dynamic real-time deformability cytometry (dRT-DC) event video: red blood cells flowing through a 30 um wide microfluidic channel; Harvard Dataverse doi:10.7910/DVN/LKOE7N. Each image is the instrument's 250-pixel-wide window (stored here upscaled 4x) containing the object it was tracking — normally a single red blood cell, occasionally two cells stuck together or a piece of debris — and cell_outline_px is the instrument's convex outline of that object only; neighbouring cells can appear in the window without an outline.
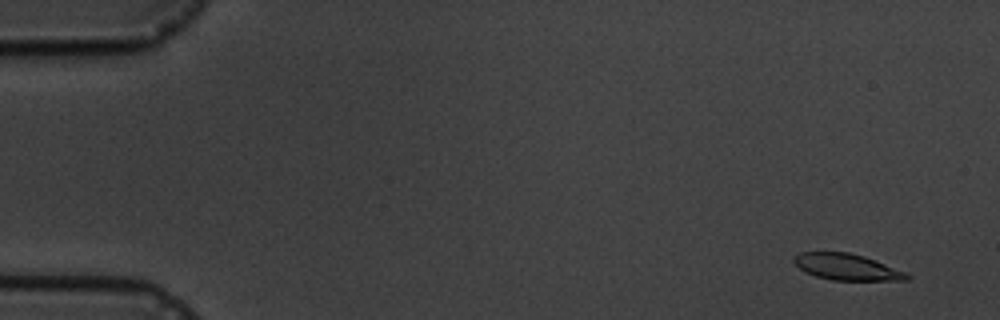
{"species": "common noctule bat (a hibernating species)", "species_latin": "Nyctalus noctula", "temperature_condition": "cold", "stored_images_in_passage": 5, "camera_frame_rate_fps": 3000, "um_per_image_px": 0.085, "animal": {"sex": "male", "body_mass_g": 19.5, "forearm_length_mm": 54.6}, "frame": {"image": 1, "passage_image": 1, "time_ms": 0.0, "image_size_px": [1000, 320], "cell_outline_px": [[912, 276], [908, 280], [832, 280], [816, 276], [804, 272], [792, 260], [800, 252], [848, 252], [864, 256], [904, 272]], "centroid_in_image_um": [71.95, 22.69], "position_along_channel_um": 13.0, "area_um2": 17.05}}
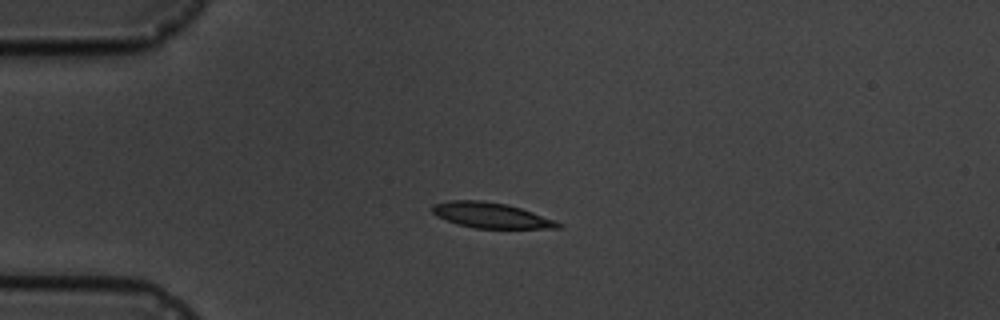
{"frame": {"image": 2, "passage_image": 4, "time_ms": 3.667, "image_size_px": [1000, 320], "cell_outline_px": [[564, 224], [560, 228], [476, 228], [456, 224], [436, 216], [432, 212], [432, 204], [452, 200], [480, 200], [508, 204], [556, 220]], "centroid_in_image_um": [41.73, 18.3], "position_along_channel_um": 43.3, "area_um2": 18.67}}